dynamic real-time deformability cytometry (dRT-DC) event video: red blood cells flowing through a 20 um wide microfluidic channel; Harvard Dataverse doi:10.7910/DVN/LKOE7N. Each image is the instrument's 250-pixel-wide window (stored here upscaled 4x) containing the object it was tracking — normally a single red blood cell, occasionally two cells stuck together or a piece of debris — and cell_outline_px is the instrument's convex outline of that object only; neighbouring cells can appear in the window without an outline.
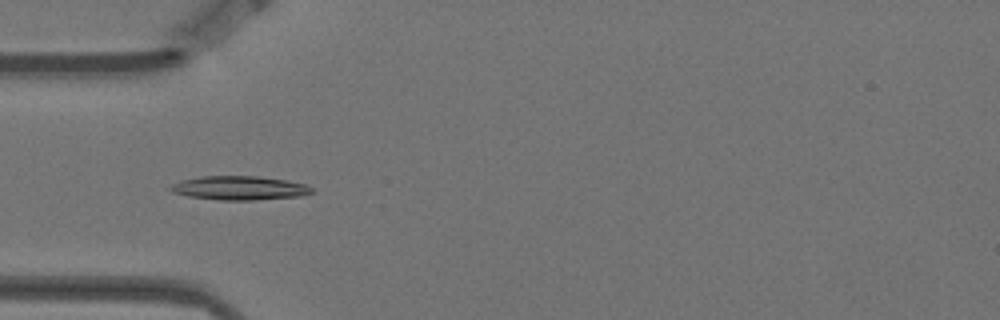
{"species": "Egyptian fruit bat (a non-hibernating species)", "species_latin": "Rousettus aegyptiacus", "temperature_condition": "warm", "stored_images_in_passage": 5, "camera_frame_rate_fps": 3000, "um_per_image_px": 0.085, "animal": {"sex": "female"}, "frame": {"image": 1, "passage_image": 4, "time_ms": 1.0, "image_size_px": [1000, 320], "cell_outline_px": [[312, 192], [300, 196], [256, 200], [220, 200], [188, 196], [172, 192], [168, 188], [172, 184], [180, 180], [200, 176], [256, 176], [284, 180], [304, 184], [312, 188]], "centroid_in_image_um": [20.29, 15.98], "position_along_channel_um": 64.7, "area_um2": 19.59}}
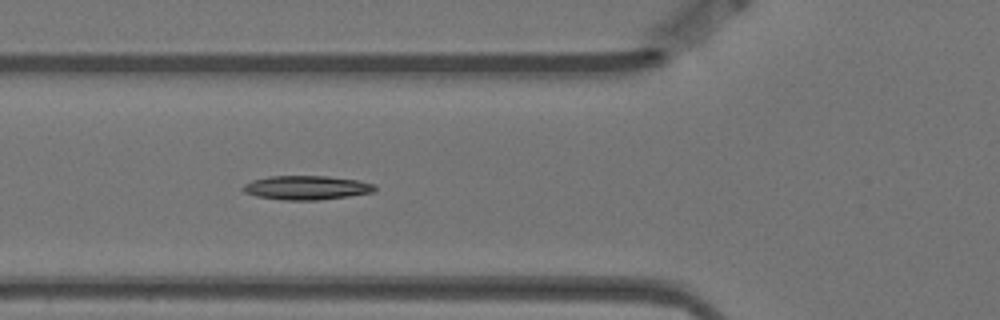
{"frame": {"image": 2, "passage_image": 5, "time_ms": 1.333, "image_size_px": [1000, 320], "cell_outline_px": [[376, 188], [372, 192], [348, 196], [316, 200], [284, 200], [256, 196], [244, 192], [240, 188], [244, 184], [252, 180], [268, 176], [328, 176], [360, 180], [376, 184]], "centroid_in_image_um": [26.04, 15.94], "position_along_channel_um": 99.8, "area_um2": 18.55}}